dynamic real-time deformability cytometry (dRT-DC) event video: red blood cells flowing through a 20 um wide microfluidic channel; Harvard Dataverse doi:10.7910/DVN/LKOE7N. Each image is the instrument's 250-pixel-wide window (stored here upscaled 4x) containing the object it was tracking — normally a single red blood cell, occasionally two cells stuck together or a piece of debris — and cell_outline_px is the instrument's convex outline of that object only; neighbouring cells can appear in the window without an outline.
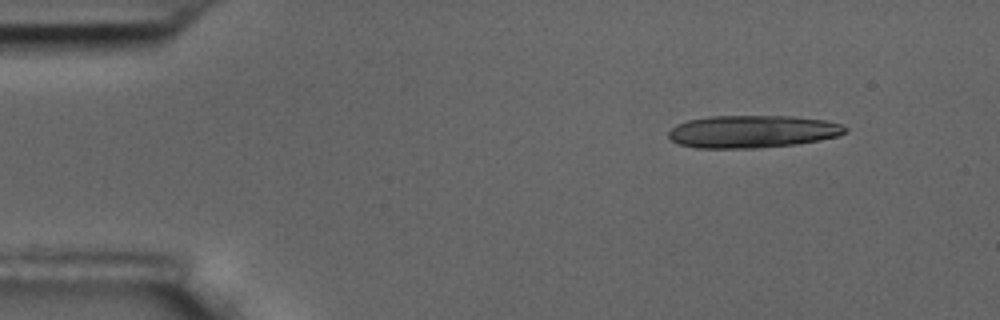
{"species": "common noctule bat (a hibernating species)", "species_latin": "Nyctalus noctula", "temperature_condition": "room temperature", "stored_images_in_passage": 11, "camera_frame_rate_fps": 3000, "um_per_image_px": 0.085, "animal": {"sex": "male", "body_mass_g": 17.5, "forearm_length_mm": 52.3}, "frame": {"image": 1, "passage_image": 1, "time_ms": 0.0, "image_size_px": [1000, 320], "cell_outline_px": [[848, 132], [836, 136], [820, 140], [796, 144], [756, 148], [696, 148], [680, 144], [672, 140], [668, 136], [668, 132], [676, 124], [688, 120], [708, 116], [792, 116], [824, 120], [840, 124], [848, 128]], "centroid_in_image_um": [63.95, 11.18], "position_along_channel_um": 21.1, "area_um2": 33.52}}